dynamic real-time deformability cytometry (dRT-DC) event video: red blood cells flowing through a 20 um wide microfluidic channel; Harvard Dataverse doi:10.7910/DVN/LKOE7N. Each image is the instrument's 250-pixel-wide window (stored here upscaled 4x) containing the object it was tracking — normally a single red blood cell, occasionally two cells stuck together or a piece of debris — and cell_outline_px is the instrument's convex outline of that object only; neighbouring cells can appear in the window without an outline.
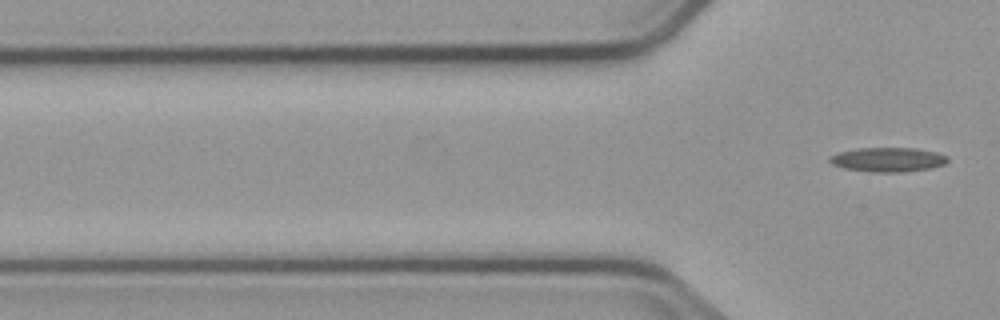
{"species": "common noctule bat (a hibernating species)", "species_latin": "Nyctalus noctula", "temperature_condition": "cold", "stored_images_in_passage": 5, "segment_of_instrument_passage": [2, 2], "camera_frame_rate_fps": 3000, "um_per_image_px": 0.085, "animal": {"sex": "male", "body_mass_g": 23.1, "forearm_length_mm": 52.7}, "frame": {"image": 1, "passage_image": 5, "time_ms": 4.667, "image_size_px": [1000, 320], "cell_outline_px": [[948, 160], [944, 164], [932, 168], [900, 172], [868, 172], [844, 168], [832, 164], [828, 160], [832, 156], [840, 152], [860, 148], [916, 148], [936, 152], [944, 156]], "centroid_in_image_um": [75.46, 13.57], "position_along_channel_um": 50.3, "area_um2": 16.53}}